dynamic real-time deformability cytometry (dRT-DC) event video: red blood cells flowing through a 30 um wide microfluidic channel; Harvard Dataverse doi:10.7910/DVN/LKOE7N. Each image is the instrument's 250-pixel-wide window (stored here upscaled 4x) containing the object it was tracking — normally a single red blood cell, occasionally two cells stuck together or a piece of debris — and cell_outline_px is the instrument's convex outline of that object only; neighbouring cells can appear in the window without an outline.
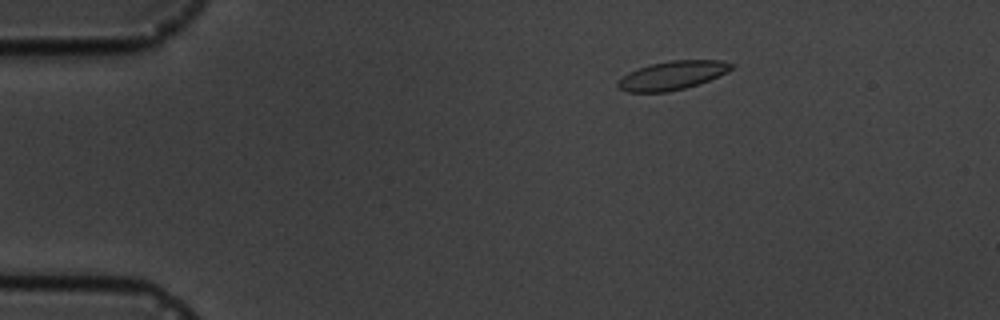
{"species": "common noctule bat (a hibernating species)", "species_latin": "Nyctalus noctula", "temperature_condition": "cold", "stored_images_in_passage": 4, "segment_of_instrument_passage": [1, 2], "camera_frame_rate_fps": 3000, "um_per_image_px": 0.085, "animal": {"sex": "male", "body_mass_g": 19.5, "forearm_length_mm": 54.6}, "frame": {"image": 1, "passage_image": 1, "time_ms": 0.0, "image_size_px": [1000, 320], "cell_outline_px": [[736, 64], [728, 72], [708, 80], [684, 88], [668, 92], [628, 92], [620, 88], [616, 84], [628, 72], [652, 64], [672, 60], [720, 60]], "centroid_in_image_um": [57.18, 6.4], "position_along_channel_um": 27.8, "area_um2": 18.67}}